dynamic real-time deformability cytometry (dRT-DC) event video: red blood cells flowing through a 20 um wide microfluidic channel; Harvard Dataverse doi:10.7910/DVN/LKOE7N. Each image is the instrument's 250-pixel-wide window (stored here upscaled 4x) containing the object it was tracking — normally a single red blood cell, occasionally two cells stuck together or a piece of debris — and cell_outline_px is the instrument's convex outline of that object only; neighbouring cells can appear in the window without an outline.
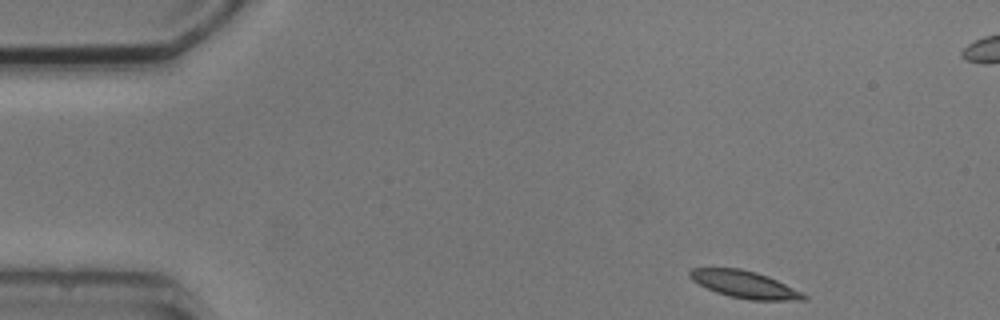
{"species": "common noctule bat (a hibernating species)", "species_latin": "Nyctalus noctula", "temperature_condition": "cold", "stored_images_in_passage": 5, "camera_frame_rate_fps": 3000, "um_per_image_px": 0.085, "animal": {"sex": "male", "body_mass_g": 20.5, "forearm_length_mm": 52.5}, "frame": {"image": 1, "passage_image": 1, "time_ms": 0.0, "image_size_px": [1000, 320], "cell_outline_px": [[808, 300], [752, 300], [728, 296], [716, 292], [692, 280], [688, 276], [688, 272], [692, 268], [740, 268], [756, 272], [768, 276], [808, 296]], "centroid_in_image_um": [63.26, 24.17], "position_along_channel_um": 21.7, "area_um2": 17.8}}